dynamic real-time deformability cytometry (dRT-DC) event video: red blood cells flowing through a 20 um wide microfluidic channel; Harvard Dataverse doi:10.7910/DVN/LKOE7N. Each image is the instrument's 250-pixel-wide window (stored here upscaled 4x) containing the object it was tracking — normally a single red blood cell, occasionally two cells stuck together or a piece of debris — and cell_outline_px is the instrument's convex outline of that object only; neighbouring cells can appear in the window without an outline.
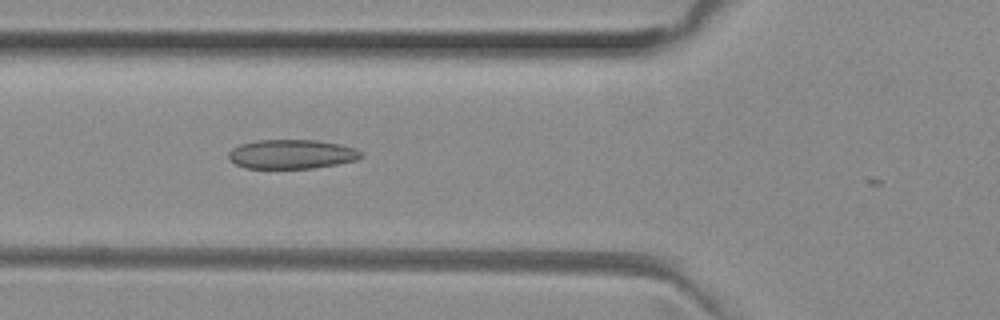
{"species": "common noctule bat (a hibernating species)", "species_latin": "Nyctalus noctula", "temperature_condition": "room temperature", "stored_images_in_passage": 25, "camera_frame_rate_fps": 3000, "um_per_image_px": 0.085, "animal": {"sex": "female", "body_mass_g": 29.2, "forearm_length_mm": 56.3}, "frame": {"image": 1, "passage_image": 15, "time_ms": 4.667, "image_size_px": [1000, 320], "cell_outline_px": [[364, 156], [356, 160], [336, 164], [312, 168], [244, 168], [236, 164], [228, 156], [228, 152], [232, 148], [240, 144], [260, 140], [316, 140], [340, 144], [356, 148], [364, 152]], "centroid_in_image_um": [24.83, 13.1], "position_along_channel_um": 101.0, "area_um2": 22.6}}
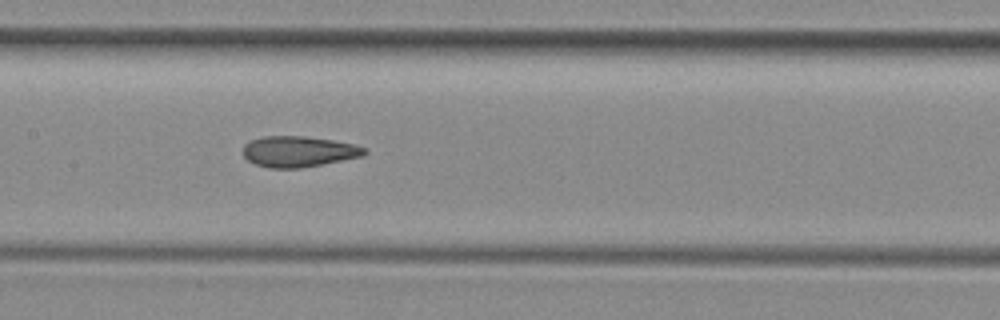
{"frame": {"image": 2, "passage_image": 21, "time_ms": 6.667, "image_size_px": [1000, 320], "cell_outline_px": [[368, 152], [364, 156], [324, 164], [300, 168], [268, 168], [256, 164], [248, 160], [244, 156], [244, 144], [252, 140], [264, 136], [304, 136], [332, 140], [356, 144], [368, 148]], "centroid_in_image_um": [25.44, 12.88], "position_along_channel_um": 182.0, "area_um2": 21.96}}
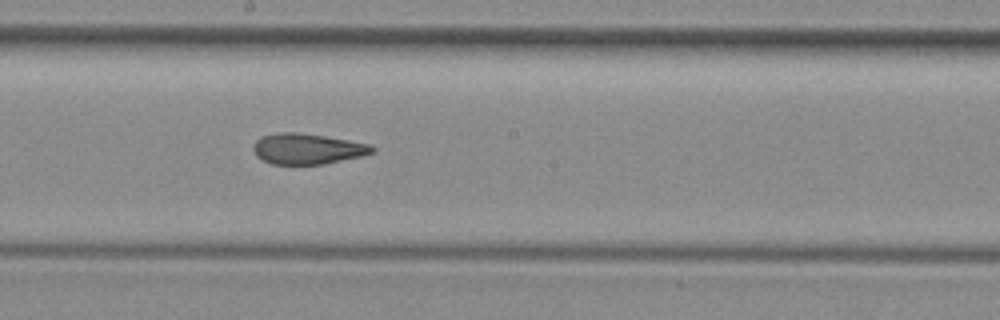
{"frame": {"image": 3, "passage_image": 24, "time_ms": 7.667, "image_size_px": [1000, 320], "cell_outline_px": [[376, 148], [372, 152], [364, 156], [324, 164], [272, 164], [256, 156], [252, 148], [256, 140], [260, 136], [276, 132], [296, 132], [324, 136], [348, 140], [368, 144]], "centroid_in_image_um": [26.1, 12.65], "position_along_channel_um": 222.1, "area_um2": 21.27}}